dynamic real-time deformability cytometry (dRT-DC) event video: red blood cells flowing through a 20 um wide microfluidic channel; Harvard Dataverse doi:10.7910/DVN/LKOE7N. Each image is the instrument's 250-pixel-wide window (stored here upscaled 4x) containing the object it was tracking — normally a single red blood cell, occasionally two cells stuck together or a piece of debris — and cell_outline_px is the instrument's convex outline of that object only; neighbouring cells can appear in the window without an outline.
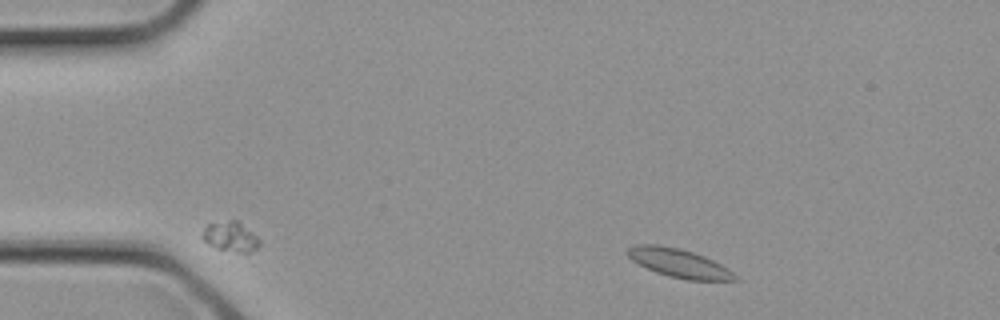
{"species": "common noctule bat (a hibernating species)", "species_latin": "Nyctalus noctula", "temperature_condition": "cold", "stored_images_in_passage": 3, "camera_frame_rate_fps": 3000, "um_per_image_px": 0.085, "animal": {"sex": "female", "body_mass_g": 21.9}, "frame": {"image": 1, "passage_image": 3, "time_ms": 0.667, "image_size_px": [1000, 320], "cell_outline_px": [[740, 280], [688, 280], [668, 276], [656, 272], [632, 260], [624, 252], [628, 248], [636, 244], [656, 244], [680, 248], [704, 256], [728, 268]], "centroid_in_image_um": [57.69, 22.35], "position_along_channel_um": 27.3, "area_um2": 17.8}}